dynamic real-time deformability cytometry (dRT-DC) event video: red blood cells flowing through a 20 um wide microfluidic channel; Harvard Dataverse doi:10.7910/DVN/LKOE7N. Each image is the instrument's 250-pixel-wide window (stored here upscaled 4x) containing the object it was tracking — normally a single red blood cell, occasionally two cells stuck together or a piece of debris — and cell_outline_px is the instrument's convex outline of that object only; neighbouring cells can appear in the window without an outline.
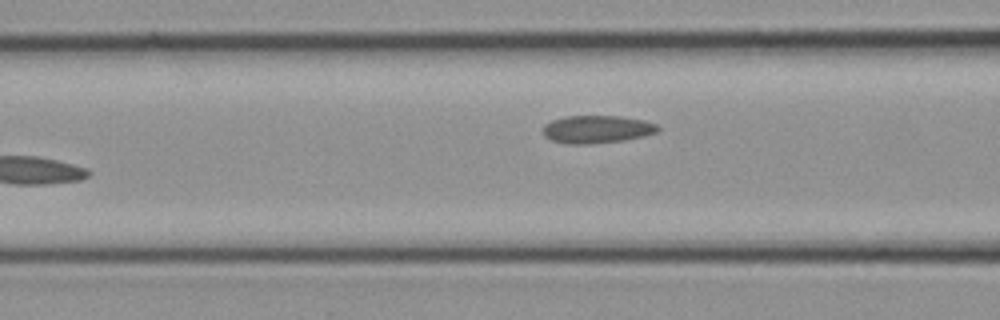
{"species": "common noctule bat (a hibernating species)", "species_latin": "Nyctalus noctula", "temperature_condition": "cold", "stored_images_in_passage": 12, "camera_frame_rate_fps": 3000, "um_per_image_px": 0.085, "animal": {"sex": "female", "body_mass_g": 21.9}, "frame": {"image": 1, "passage_image": 12, "time_ms": 3.667, "image_size_px": [1000, 320], "cell_outline_px": [[660, 128], [656, 132], [644, 136], [624, 140], [592, 144], [564, 144], [552, 140], [544, 136], [544, 124], [552, 120], [564, 116], [620, 116], [644, 120], [656, 124]], "centroid_in_image_um": [50.72, 10.99], "position_along_channel_um": 115.9, "area_um2": 18.67}}